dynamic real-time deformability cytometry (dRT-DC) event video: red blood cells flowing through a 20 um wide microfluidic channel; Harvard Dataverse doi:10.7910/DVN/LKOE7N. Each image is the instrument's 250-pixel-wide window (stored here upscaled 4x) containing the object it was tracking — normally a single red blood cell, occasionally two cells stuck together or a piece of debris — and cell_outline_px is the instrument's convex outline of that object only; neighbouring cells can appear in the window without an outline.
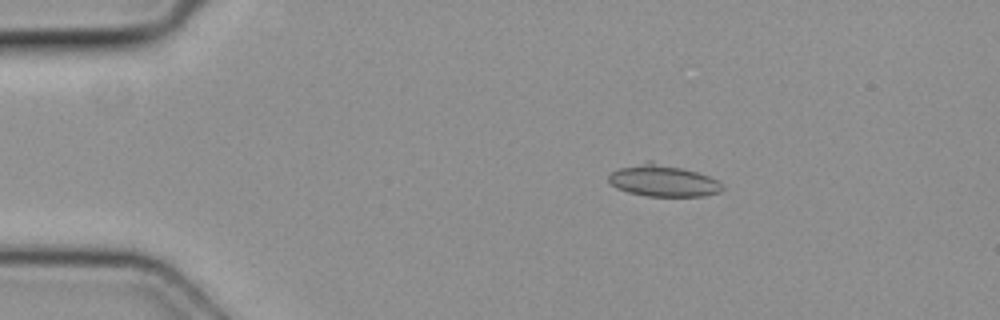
{"species": "common noctule bat (a hibernating species)", "species_latin": "Nyctalus noctula", "temperature_condition": "cold", "stored_images_in_passage": 5, "camera_frame_rate_fps": 3000, "um_per_image_px": 0.085, "animal": {"sex": "female", "body_mass_g": 19.3, "forearm_length_mm": 54.1}, "frame": {"image": 1, "passage_image": 2, "time_ms": 0.333, "image_size_px": [1000, 320], "cell_outline_px": [[724, 188], [720, 192], [704, 196], [648, 196], [628, 192], [616, 188], [608, 180], [608, 176], [612, 172], [620, 168], [648, 160], [652, 160], [696, 172], [708, 176], [724, 184]], "centroid_in_image_um": [56.37, 15.35], "position_along_channel_um": 28.6, "area_um2": 21.04}}
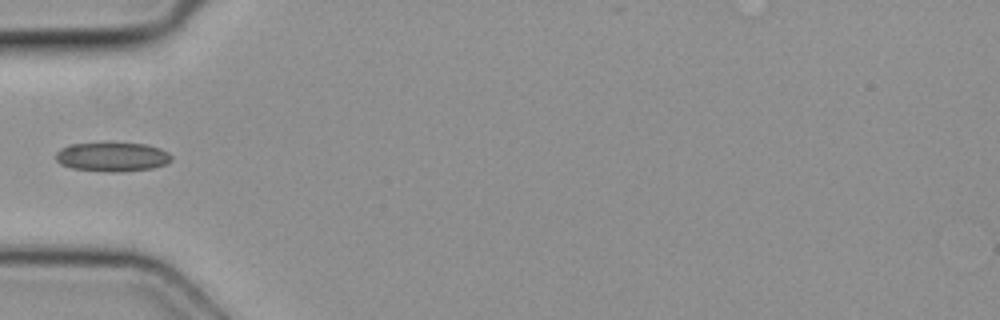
{"frame": {"image": 2, "passage_image": 4, "time_ms": 1.0, "image_size_px": [1000, 320], "cell_outline_px": [[172, 160], [164, 164], [152, 168], [116, 172], [112, 172], [72, 168], [60, 164], [56, 160], [56, 152], [60, 148], [68, 144], [144, 144], [160, 148], [168, 152], [172, 156]], "centroid_in_image_um": [9.53, 13.34], "position_along_channel_um": 75.5, "area_um2": 19.31}}
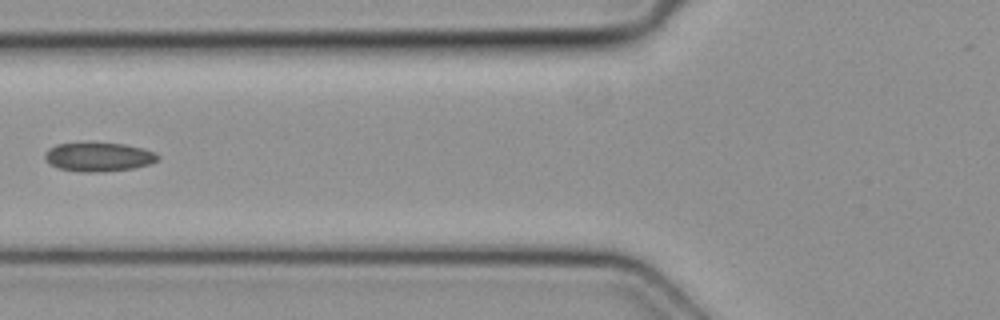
{"frame": {"image": 3, "passage_image": 5, "time_ms": 1.333, "image_size_px": [1000, 320], "cell_outline_px": [[160, 156], [156, 160], [148, 164], [132, 168], [96, 172], [80, 172], [60, 168], [48, 164], [44, 160], [44, 152], [48, 148], [56, 144], [124, 144], [140, 148], [152, 152]], "centroid_in_image_um": [8.29, 13.35], "position_along_channel_um": 117.5, "area_um2": 18.55}}